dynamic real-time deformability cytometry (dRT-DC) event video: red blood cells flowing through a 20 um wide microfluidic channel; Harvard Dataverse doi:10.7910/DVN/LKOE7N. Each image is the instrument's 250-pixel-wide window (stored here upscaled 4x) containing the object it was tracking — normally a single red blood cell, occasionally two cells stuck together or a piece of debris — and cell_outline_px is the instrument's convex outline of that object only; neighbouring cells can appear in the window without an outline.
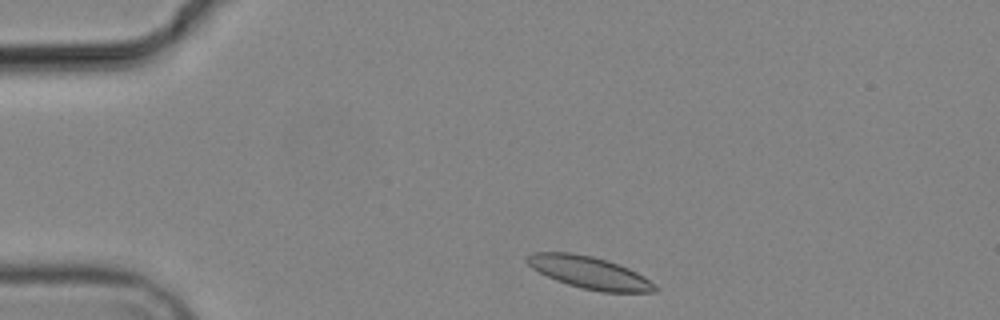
{"species": "common noctule bat (a hibernating species)", "species_latin": "Nyctalus noctula", "temperature_condition": "cold", "stored_images_in_passage": 6, "camera_frame_rate_fps": 3000, "um_per_image_px": 0.085, "animal": {"sex": "male", "body_mass_g": 19.2, "forearm_length_mm": 51.8}, "frame": {"image": 1, "passage_image": 1, "time_ms": 0.0, "image_size_px": [1000, 320], "cell_outline_px": [[660, 288], [656, 292], [600, 292], [580, 288], [556, 280], [532, 268], [524, 260], [524, 256], [532, 252], [572, 252], [592, 256], [608, 260], [628, 268], [644, 276], [656, 284]], "centroid_in_image_um": [50.1, 23.16], "position_along_channel_um": 34.9, "area_um2": 24.28}}
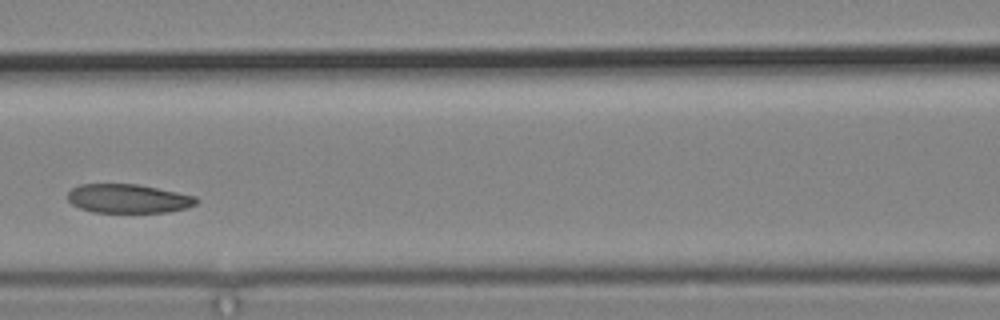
{"frame": {"image": 2, "passage_image": 5, "time_ms": 4.667, "image_size_px": [1000, 320], "cell_outline_px": [[200, 200], [196, 204], [184, 208], [168, 212], [92, 212], [80, 208], [72, 204], [68, 200], [68, 192], [72, 188], [80, 184], [140, 184], [196, 196]], "centroid_in_image_um": [10.91, 16.87], "position_along_channel_um": 155.7, "area_um2": 21.73}}
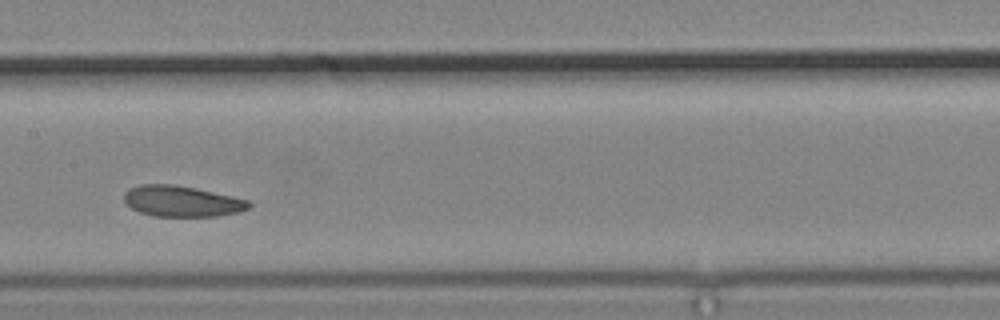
{"frame": {"image": 3, "passage_image": 6, "time_ms": 5.667, "image_size_px": [1000, 320], "cell_outline_px": [[252, 204], [248, 208], [236, 212], [216, 216], [156, 216], [140, 212], [132, 208], [124, 200], [124, 192], [128, 188], [140, 184], [172, 184], [232, 196], [248, 200]], "centroid_in_image_um": [15.41, 17.1], "position_along_channel_um": 192.0, "area_um2": 22.14}}